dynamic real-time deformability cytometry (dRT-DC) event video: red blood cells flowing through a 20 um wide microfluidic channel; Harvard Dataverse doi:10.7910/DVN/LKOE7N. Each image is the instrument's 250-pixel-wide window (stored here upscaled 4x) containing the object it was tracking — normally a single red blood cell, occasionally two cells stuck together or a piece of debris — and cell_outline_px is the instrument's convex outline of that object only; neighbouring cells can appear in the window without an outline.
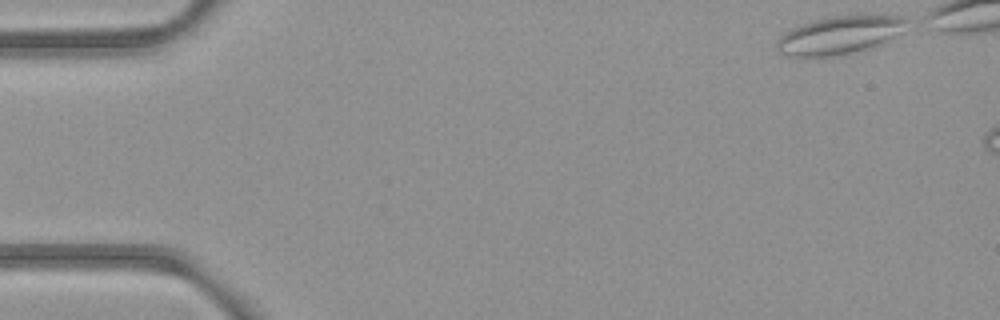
{"species": "common noctule bat (a hibernating species)", "species_latin": "Nyctalus noctula", "temperature_condition": "room temperature", "stored_images_in_passage": 3, "camera_frame_rate_fps": 3000, "um_per_image_px": 0.085, "animal": {"sex": "female", "body_mass_g": 21.9}, "frame": {"image": 1, "passage_image": 1, "time_ms": 0.0, "image_size_px": [1000, 320], "cell_outline_px": [[908, 24], [900, 32], [884, 44], [872, 48], [824, 56], [788, 56], [780, 52], [776, 48], [776, 40], [784, 32], [792, 28], [816, 20], [832, 16], [864, 12], [900, 16], [908, 20]], "centroid_in_image_um": [71.43, 2.93], "position_along_channel_um": 13.6, "area_um2": 29.19}}